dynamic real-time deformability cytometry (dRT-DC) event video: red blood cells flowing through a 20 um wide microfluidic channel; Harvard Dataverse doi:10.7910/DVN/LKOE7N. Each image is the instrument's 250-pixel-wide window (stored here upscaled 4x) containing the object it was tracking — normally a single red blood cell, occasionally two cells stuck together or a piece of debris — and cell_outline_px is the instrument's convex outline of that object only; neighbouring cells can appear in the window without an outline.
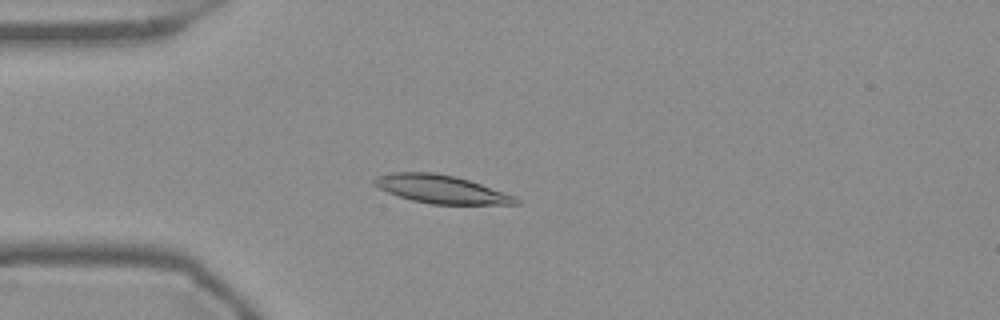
{"species": "Egyptian fruit bat (a non-hibernating species)", "species_latin": "Rousettus aegyptiacus", "temperature_condition": "warm", "stored_images_in_passage": 55, "camera_frame_rate_fps": 3000, "um_per_image_px": 0.085, "frame": {"image": 1, "passage_image": 15, "time_ms": 4.667, "image_size_px": [1000, 320], "cell_outline_px": [[520, 204], [432, 204], [412, 200], [388, 192], [372, 184], [372, 180], [376, 176], [388, 172], [432, 172], [452, 176], [468, 180], [516, 196], [520, 200]], "centroid_in_image_um": [37.47, 16.08], "position_along_channel_um": 47.5, "area_um2": 23.06}}
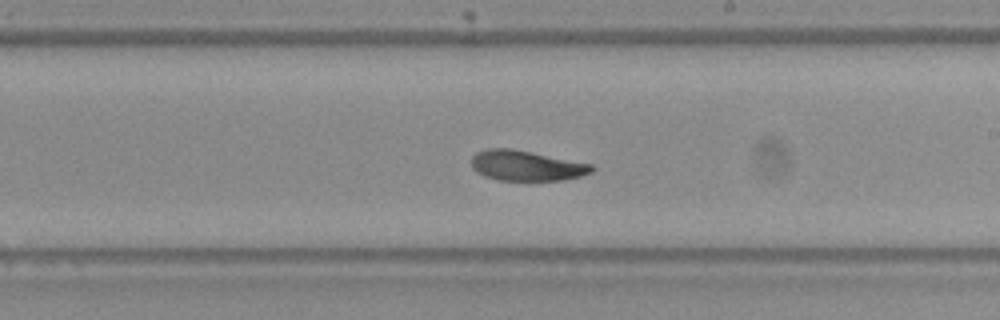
{"frame": {"image": 2, "passage_image": 32, "time_ms": 10.333, "image_size_px": [1000, 320], "cell_outline_px": [[596, 168], [592, 172], [580, 176], [564, 180], [500, 180], [484, 176], [476, 172], [472, 168], [472, 156], [476, 152], [488, 148], [512, 148], [592, 164]], "centroid_in_image_um": [44.73, 14.07], "position_along_channel_um": 244.3, "area_um2": 21.27}}
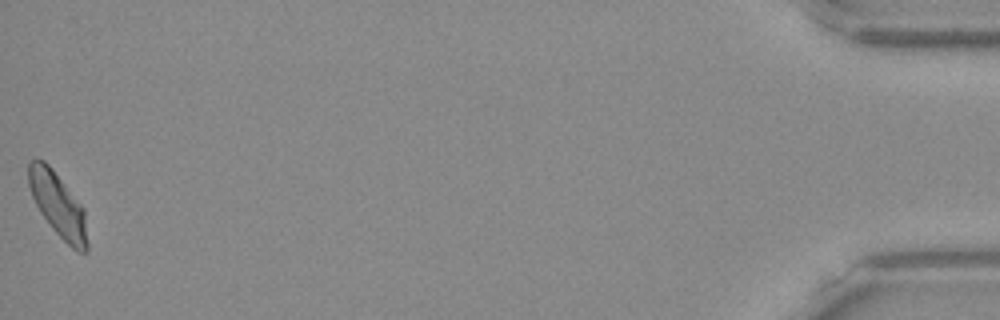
{"frame": {"image": 3, "passage_image": 55, "time_ms": 18.0, "image_size_px": [1000, 320], "cell_outline_px": [[88, 252], [76, 252], [52, 228], [40, 212], [32, 196], [28, 184], [28, 164], [36, 156], [44, 160], [52, 168], [84, 208], [88, 244]], "centroid_in_image_um": [4.93, 17.4], "position_along_channel_um": 430.3, "area_um2": 21.96}, "authors_computed_cell_mechanics": {"area_um2": 22.253, "velocity_mm_per_s": 3.7212, "shape_relaxation_time_tau1_ms": 2.5388, "shape_relaxation_time_tau2_ms": 2.5271, "deformation_change_tau1": 0.1347, "deformation_change_tau2": 0.09}}